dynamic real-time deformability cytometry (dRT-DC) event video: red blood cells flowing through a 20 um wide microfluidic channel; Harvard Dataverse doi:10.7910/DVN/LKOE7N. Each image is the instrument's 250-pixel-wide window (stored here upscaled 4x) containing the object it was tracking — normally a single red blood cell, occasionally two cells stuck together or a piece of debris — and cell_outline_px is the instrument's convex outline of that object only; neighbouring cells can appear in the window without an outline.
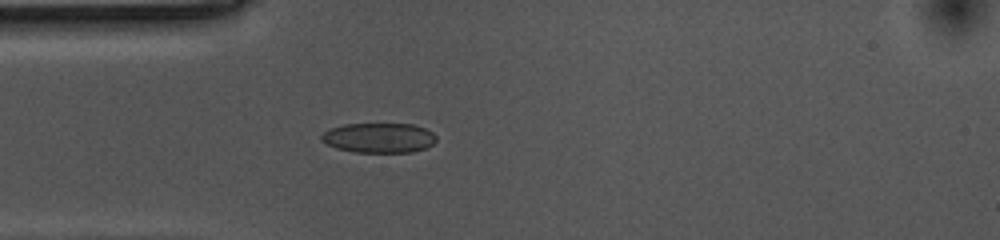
{"species": "common noctule bat (a hibernating species)", "species_latin": "Nyctalus noctula", "temperature_condition": "cold", "stored_images_in_passage": 42, "camera_frame_rate_fps": 3000, "um_per_image_px": 0.085, "animal": {"sex": "female", "body_mass_g": 10.0, "forearm_length_mm": 53.1}, "frame": {"image": 1, "passage_image": 1, "time_ms": 0.0, "image_size_px": [1000, 240], "cell_outline_px": [[436, 140], [432, 144], [424, 148], [412, 152], [356, 152], [336, 148], [320, 140], [320, 136], [324, 132], [332, 128], [344, 124], [412, 124], [424, 128], [432, 132], [436, 136]], "centroid_in_image_um": [32.2, 11.71], "position_along_channel_um": 52.8, "area_um2": 19.83}}
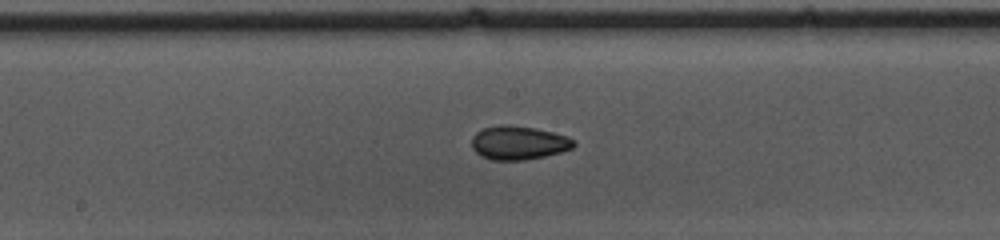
{"frame": {"image": 2, "passage_image": 14, "time_ms": 4.333, "image_size_px": [1000, 240], "cell_outline_px": [[576, 144], [572, 148], [560, 152], [544, 156], [524, 160], [492, 160], [480, 156], [472, 148], [472, 136], [476, 132], [484, 128], [500, 124], [504, 124], [536, 128], [568, 136]], "centroid_in_image_um": [44.05, 12.13], "position_along_channel_um": 204.1, "area_um2": 20.06}}
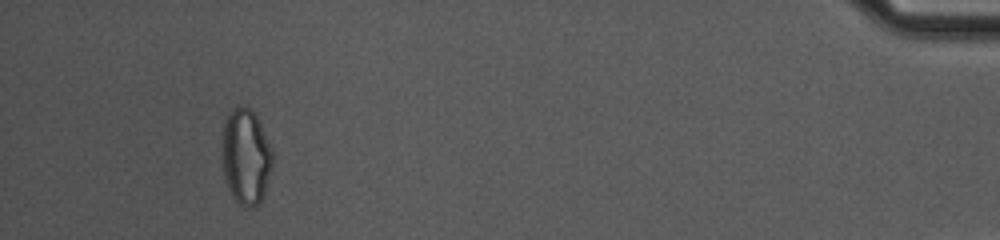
{"frame": {"image": 3, "passage_image": 38, "time_ms": 12.333, "image_size_px": [1000, 240], "cell_outline_px": [[272, 168], [264, 192], [260, 200], [252, 208], [244, 208], [232, 196], [224, 180], [220, 156], [224, 124], [232, 108], [236, 104], [244, 104], [256, 112], [272, 148]], "centroid_in_image_um": [20.87, 13.26], "position_along_channel_um": 414.3, "area_um2": 28.9}, "authors_computed_cell_mechanics": {"area_um2": 20.0855, "velocity_mm_per_s": 3.5524, "shape_relaxation_time_tau1_ms": 5.6817, "shape_relaxation_time_tau2_ms": 3.7729, "deformation_change_tau1": 0.1164, "deformation_change_tau2": 0.0815}}